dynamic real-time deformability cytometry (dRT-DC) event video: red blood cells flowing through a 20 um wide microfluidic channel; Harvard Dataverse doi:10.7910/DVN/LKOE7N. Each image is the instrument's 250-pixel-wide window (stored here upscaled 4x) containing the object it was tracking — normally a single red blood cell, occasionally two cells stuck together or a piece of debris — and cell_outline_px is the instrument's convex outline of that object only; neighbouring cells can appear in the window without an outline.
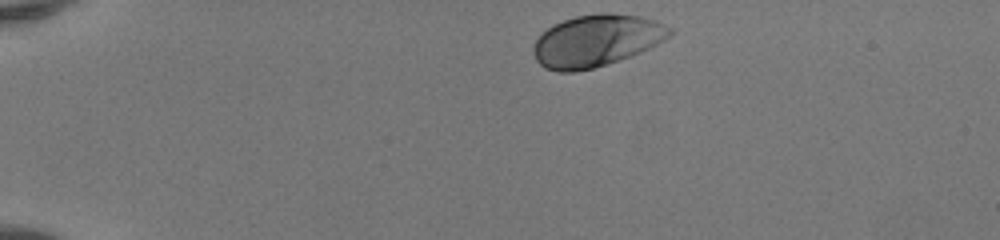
{"species": "human", "species_latin": "Homo sapiens", "temperature_condition": "room temperature", "stored_images_in_passage": 37, "camera_frame_rate_fps": 3000, "um_per_image_px": 0.085, "donor": {"sex": "female"}, "frame": {"image": 1, "passage_image": 1, "time_ms": 0.0, "image_size_px": [1000, 240], "cell_outline_px": [[672, 32], [664, 40], [640, 52], [620, 60], [592, 68], [576, 72], [560, 72], [544, 68], [536, 60], [532, 52], [532, 48], [536, 40], [552, 24], [576, 16], [600, 12], [608, 12], [640, 16], [656, 20], [672, 28]], "centroid_in_image_um": [50.68, 3.45], "position_along_channel_um": 34.3, "area_um2": 41.27}}
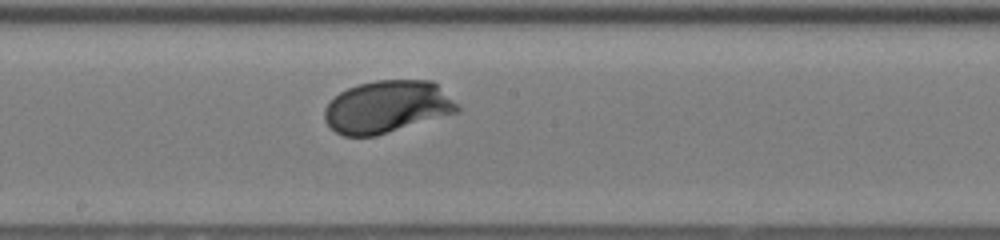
{"frame": {"image": 2, "passage_image": 20, "time_ms": 6.333, "image_size_px": [1000, 240], "cell_outline_px": [[460, 112], [376, 136], [344, 136], [336, 132], [324, 120], [324, 108], [340, 92], [348, 88], [360, 84], [376, 80], [432, 80], [460, 104]], "centroid_in_image_um": [32.95, 9.08], "position_along_channel_um": 215.3, "area_um2": 40.69}}
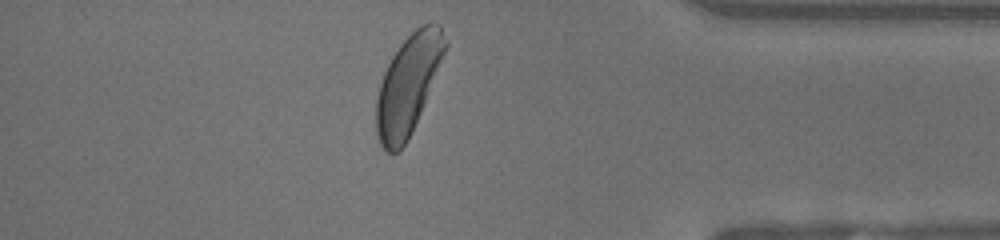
{"frame": {"image": 3, "passage_image": 35, "time_ms": 11.333, "image_size_px": [1000, 240], "cell_outline_px": [[448, 44], [412, 132], [404, 144], [396, 152], [388, 152], [380, 144], [376, 132], [376, 100], [380, 84], [384, 72], [392, 56], [400, 44], [420, 24], [440, 24], [448, 40]], "centroid_in_image_um": [34.68, 7.17], "position_along_channel_um": 400.5, "area_um2": 39.02}, "authors_computed_cell_mechanics": {"area_um2": 39.8242, "velocity_mm_per_s": 4.1018, "shape_relaxation_time_tau1_ms": 1.2741, "shape_relaxation_time_tau2_ms": null, "deformation_change_tau1": 0.1199, "deformation_change_tau2": null}}